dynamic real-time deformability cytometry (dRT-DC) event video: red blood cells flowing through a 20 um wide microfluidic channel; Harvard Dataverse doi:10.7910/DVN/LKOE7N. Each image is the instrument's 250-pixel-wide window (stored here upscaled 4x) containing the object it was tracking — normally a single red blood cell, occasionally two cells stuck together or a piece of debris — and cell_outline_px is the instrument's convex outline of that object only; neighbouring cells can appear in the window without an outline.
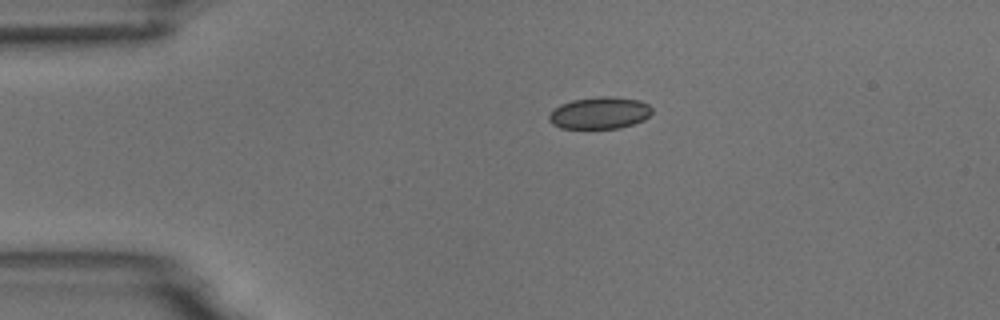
{"species": "common noctule bat (a hibernating species)", "species_latin": "Nyctalus noctula", "temperature_condition": "room temperature", "stored_images_in_passage": 2, "camera_frame_rate_fps": 3000, "um_per_image_px": 0.085, "animal": {"sex": "male", "body_mass_g": 18.8}, "frame": {"image": 1, "passage_image": 1, "time_ms": 0.0, "image_size_px": [1000, 320], "cell_outline_px": [[652, 112], [644, 120], [620, 128], [560, 128], [552, 124], [548, 120], [548, 116], [560, 104], [572, 100], [600, 96], [612, 96], [640, 100], [648, 104], [652, 108]], "centroid_in_image_um": [50.98, 9.59], "position_along_channel_um": 34.0, "area_um2": 19.19}}